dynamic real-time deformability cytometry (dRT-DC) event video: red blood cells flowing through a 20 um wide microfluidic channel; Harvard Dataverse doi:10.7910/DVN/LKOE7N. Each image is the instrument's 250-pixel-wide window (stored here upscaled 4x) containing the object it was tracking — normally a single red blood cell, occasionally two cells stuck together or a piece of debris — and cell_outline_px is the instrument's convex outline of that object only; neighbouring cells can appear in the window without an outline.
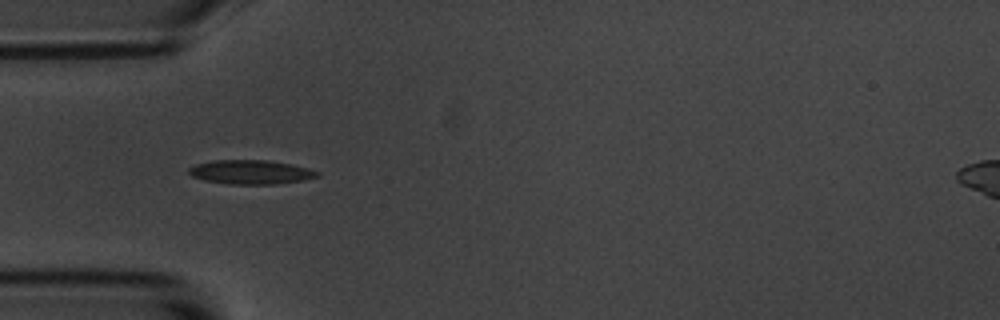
{"species": "common noctule bat (a hibernating species)", "species_latin": "Nyctalus noctula", "temperature_condition": "room temperature", "stored_images_in_passage": 4, "camera_frame_rate_fps": 3000, "um_per_image_px": 0.085, "animal": {"sex": "male", "body_mass_g": 20.1, "forearm_length_mm": 53.5}, "frame": {"image": 1, "passage_image": 3, "time_ms": 2.333, "image_size_px": [1000, 320], "cell_outline_px": [[320, 176], [300, 180], [272, 184], [232, 184], [204, 180], [192, 176], [188, 172], [188, 168], [196, 164], [216, 160], [268, 160], [308, 168], [320, 172]], "centroid_in_image_um": [21.29, 14.62], "position_along_channel_um": 63.7, "area_um2": 17.74}}